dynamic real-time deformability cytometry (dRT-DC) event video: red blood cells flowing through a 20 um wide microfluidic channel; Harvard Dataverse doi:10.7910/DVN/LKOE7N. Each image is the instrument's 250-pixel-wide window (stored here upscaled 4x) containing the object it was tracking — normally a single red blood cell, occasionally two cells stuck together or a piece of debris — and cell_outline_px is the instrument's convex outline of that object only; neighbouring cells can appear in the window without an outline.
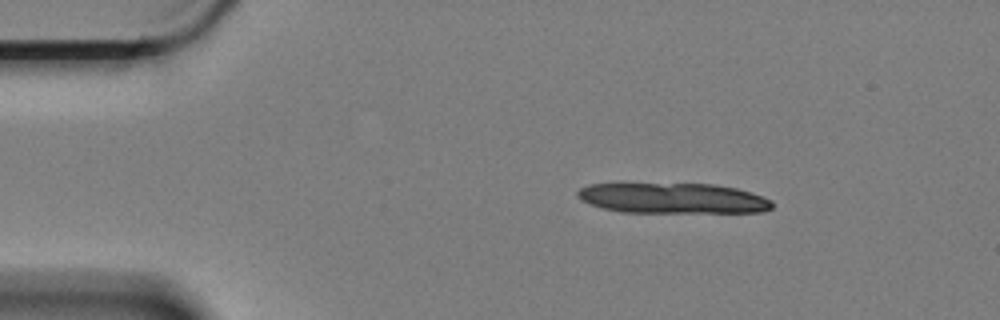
{"species": "Egyptian fruit bat (a non-hibernating species)", "species_latin": "Rousettus aegyptiacus", "temperature_condition": "cold", "stored_images_in_passage": 8, "camera_frame_rate_fps": 3000, "um_per_image_px": 0.085, "animal": {"sex": "female"}, "frame": {"image": 1, "passage_image": 1, "time_ms": 0.0, "image_size_px": [1000, 320], "cell_outline_px": [[772, 208], [760, 212], [624, 212], [604, 208], [580, 200], [576, 196], [576, 192], [580, 188], [588, 184], [620, 180], [716, 184], [736, 188], [752, 192], [772, 200]], "centroid_in_image_um": [57.07, 16.78], "position_along_channel_um": 27.9, "area_um2": 36.24}}